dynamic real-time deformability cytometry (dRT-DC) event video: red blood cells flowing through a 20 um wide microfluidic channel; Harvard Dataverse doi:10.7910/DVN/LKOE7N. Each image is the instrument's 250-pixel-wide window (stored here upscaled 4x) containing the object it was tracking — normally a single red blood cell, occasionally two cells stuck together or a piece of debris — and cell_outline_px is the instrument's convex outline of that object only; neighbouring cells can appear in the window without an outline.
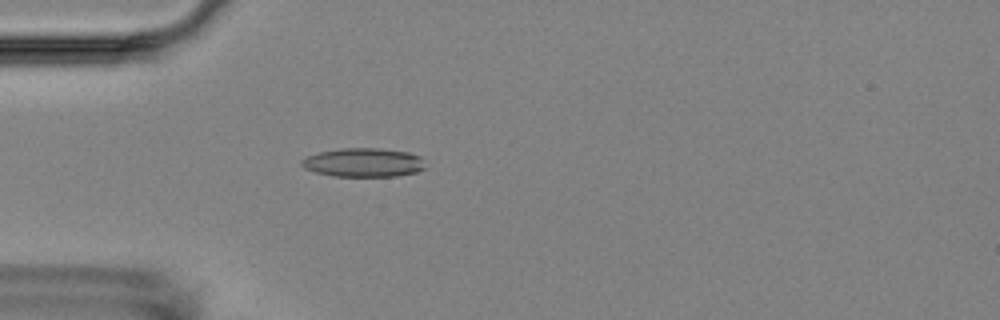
{"species": "Egyptian fruit bat (a non-hibernating species)", "species_latin": "Rousettus aegyptiacus", "temperature_condition": "room temperature", "stored_images_in_passage": 5, "camera_frame_rate_fps": 3000, "um_per_image_px": 0.085, "animal": {"sex": "female"}, "frame": {"image": 1, "passage_image": 5, "time_ms": 4.667, "image_size_px": [1000, 320], "cell_outline_px": [[428, 168], [416, 172], [396, 176], [332, 176], [316, 172], [304, 168], [300, 164], [300, 160], [308, 156], [320, 152], [340, 148], [376, 148], [408, 152], [420, 156]], "centroid_in_image_um": [30.91, 13.81], "position_along_channel_um": 54.1, "area_um2": 20.87}}